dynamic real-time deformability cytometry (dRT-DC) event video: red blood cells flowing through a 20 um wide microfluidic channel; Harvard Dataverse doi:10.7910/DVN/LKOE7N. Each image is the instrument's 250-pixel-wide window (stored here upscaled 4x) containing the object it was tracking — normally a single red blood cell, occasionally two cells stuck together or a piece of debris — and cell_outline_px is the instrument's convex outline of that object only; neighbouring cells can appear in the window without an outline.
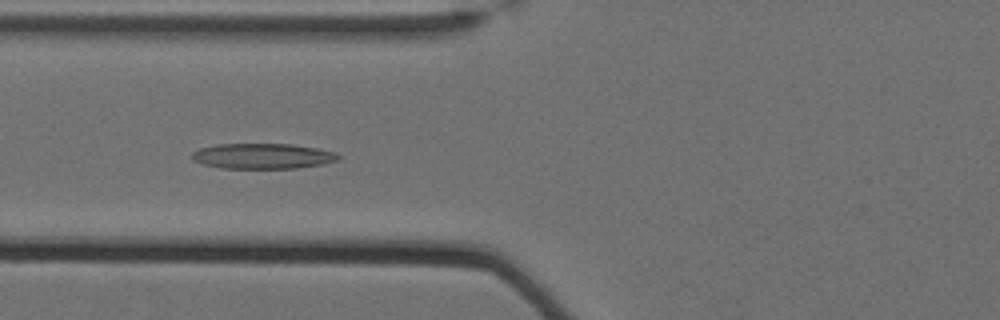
{"species": "Egyptian fruit bat (a non-hibernating species)", "species_latin": "Rousettus aegyptiacus", "temperature_condition": "cold", "stored_images_in_passage": 61, "camera_frame_rate_fps": 3000, "um_per_image_px": 0.085, "animal": {"sex": "female"}, "frame": {"image": 1, "passage_image": 27, "time_ms": 8.667, "image_size_px": [1000, 320], "cell_outline_px": [[340, 156], [336, 160], [320, 164], [296, 168], [220, 168], [204, 164], [192, 160], [192, 152], [200, 148], [220, 144], [292, 144], [316, 148], [336, 152]], "centroid_in_image_um": [22.3, 13.26], "position_along_channel_um": 103.5, "area_um2": 21.44}}
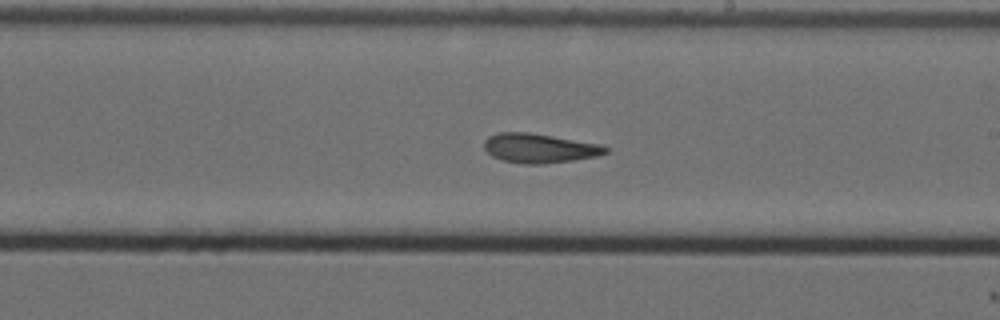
{"frame": {"image": 2, "passage_image": 39, "time_ms": 12.667, "image_size_px": [1000, 320], "cell_outline_px": [[608, 152], [596, 156], [572, 160], [544, 164], [524, 164], [500, 160], [492, 156], [484, 148], [484, 140], [488, 136], [500, 132], [528, 132], [604, 144], [608, 148]], "centroid_in_image_um": [45.85, 12.59], "position_along_channel_um": 243.1, "area_um2": 20.92}}
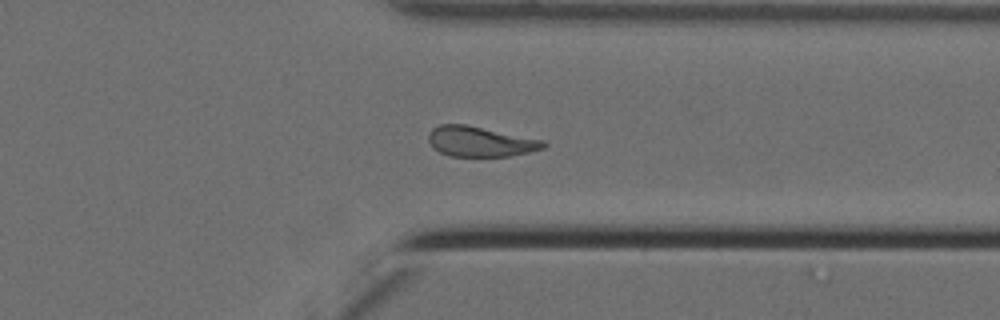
{"frame": {"image": 3, "passage_image": 50, "time_ms": 16.333, "image_size_px": [1000, 320], "cell_outline_px": [[548, 144], [544, 148], [528, 152], [508, 156], [448, 156], [432, 148], [428, 140], [428, 132], [432, 128], [440, 124], [464, 124], [544, 140]], "centroid_in_image_um": [40.78, 12.03], "position_along_channel_um": 370.6, "area_um2": 20.23}, "authors_computed_cell_mechanics": {"area_um2": 21.5594, "velocity_mm_per_s": 3.4829, "shape_relaxation_time_tau1_ms": null, "shape_relaxation_time_tau2_ms": 5.5276, "deformation_change_tau1": null, "deformation_change_tau2": 0.1417}}